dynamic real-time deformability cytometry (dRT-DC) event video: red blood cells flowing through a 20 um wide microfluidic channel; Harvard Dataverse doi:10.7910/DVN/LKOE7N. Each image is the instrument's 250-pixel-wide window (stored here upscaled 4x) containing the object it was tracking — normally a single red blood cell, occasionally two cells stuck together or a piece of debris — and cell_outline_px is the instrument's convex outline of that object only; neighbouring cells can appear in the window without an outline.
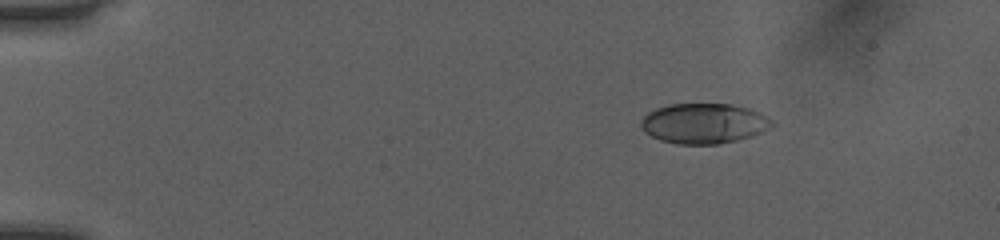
{"species": "human", "species_latin": "Homo sapiens", "temperature_condition": "room temperature", "stored_images_in_passage": 47, "camera_frame_rate_fps": 3000, "um_per_image_px": 0.085, "donor": {"sex": "female"}, "frame": {"image": 1, "passage_image": 4, "time_ms": 1.0, "image_size_px": [1000, 240], "cell_outline_px": [[776, 124], [752, 136], [736, 140], [716, 144], [676, 144], [660, 140], [644, 132], [640, 124], [640, 120], [648, 112], [656, 108], [668, 104], [732, 104], [748, 108], [760, 112], [772, 120]], "centroid_in_image_um": [59.81, 10.48], "position_along_channel_um": 25.2, "area_um2": 30.75}}
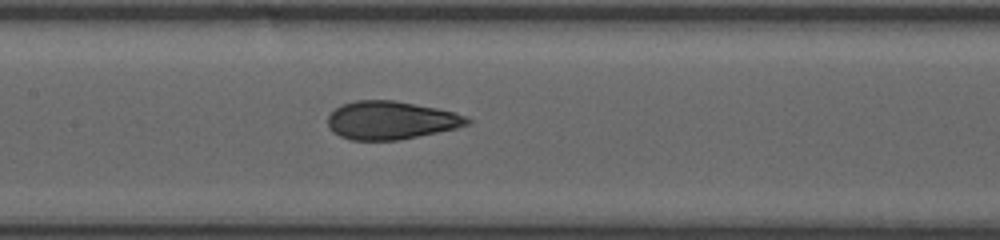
{"frame": {"image": 2, "passage_image": 22, "time_ms": 7.0, "image_size_px": [1000, 240], "cell_outline_px": [[472, 120], [468, 124], [456, 128], [396, 140], [352, 140], [340, 136], [332, 132], [328, 128], [328, 116], [336, 108], [344, 104], [356, 100], [396, 100], [436, 108], [452, 112], [464, 116]], "centroid_in_image_um": [33.18, 10.22], "position_along_channel_um": 174.2, "area_um2": 30.69}}
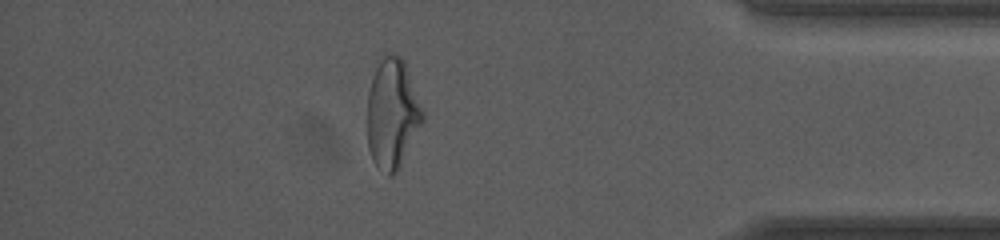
{"frame": {"image": 3, "passage_image": 41, "time_ms": 13.333, "image_size_px": [1000, 240], "cell_outline_px": [[424, 120], [400, 168], [392, 176], [388, 176], [372, 160], [368, 148], [368, 92], [372, 76], [376, 68], [384, 56], [388, 52], [392, 52], [400, 56], [404, 60], [424, 112]], "centroid_in_image_um": [33.36, 9.67], "position_along_channel_um": 401.8, "area_um2": 35.49}, "authors_computed_cell_mechanics": {"area_um2": 31.212, "velocity_mm_per_s": 4.0816, "shape_relaxation_time_tau1_ms": 6.2171, "shape_relaxation_time_tau2_ms": 1.0313, "deformation_change_tau1": 0.227, "deformation_change_tau2": 0.0849}}